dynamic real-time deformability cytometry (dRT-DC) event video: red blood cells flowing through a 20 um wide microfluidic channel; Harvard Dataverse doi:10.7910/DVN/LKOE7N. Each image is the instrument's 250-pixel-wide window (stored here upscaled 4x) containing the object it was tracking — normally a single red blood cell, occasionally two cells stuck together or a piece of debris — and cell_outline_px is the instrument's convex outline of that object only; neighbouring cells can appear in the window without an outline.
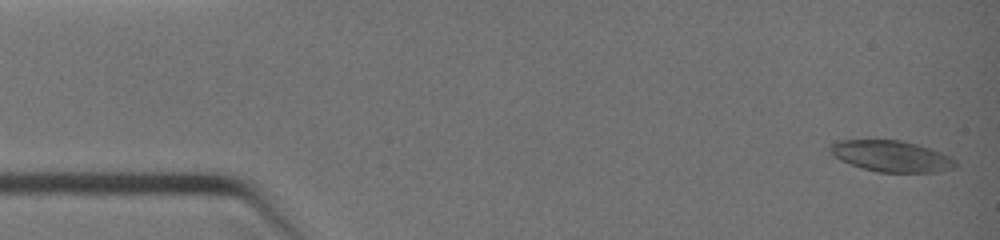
{"species": "common noctule bat (a hibernating species)", "species_latin": "Nyctalus noctula", "temperature_condition": "warm", "stored_images_in_passage": 27, "camera_frame_rate_fps": 3000, "um_per_image_px": 0.085, "animal": {"sex": "female", "body_mass_g": 19.0, "forearm_length_mm": 51.5}, "frame": {"image": 1, "passage_image": 1, "time_ms": 0.0, "image_size_px": [1000, 240], "cell_outline_px": [[956, 168], [936, 172], [876, 172], [840, 160], [832, 156], [828, 152], [828, 144], [836, 140], [900, 140], [916, 144], [940, 152], [956, 160]], "centroid_in_image_um": [75.7, 13.27], "position_along_channel_um": 9.3, "area_um2": 22.83}}
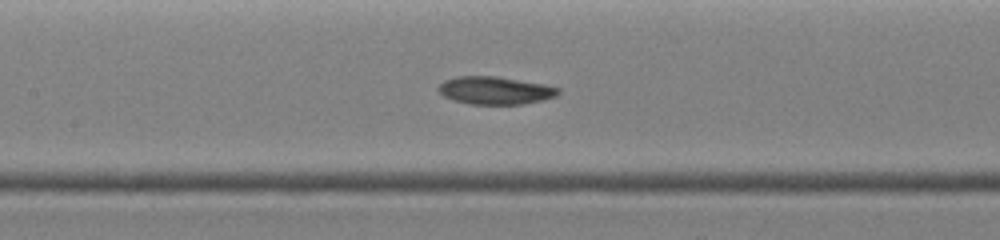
{"frame": {"image": 2, "passage_image": 12, "time_ms": 5.333, "image_size_px": [1000, 240], "cell_outline_px": [[560, 92], [556, 96], [544, 100], [524, 104], [468, 104], [452, 100], [444, 96], [436, 88], [444, 80], [456, 76], [496, 76], [544, 84], [560, 88]], "centroid_in_image_um": [42.08, 7.69], "position_along_channel_um": 165.3, "area_um2": 19.54}}
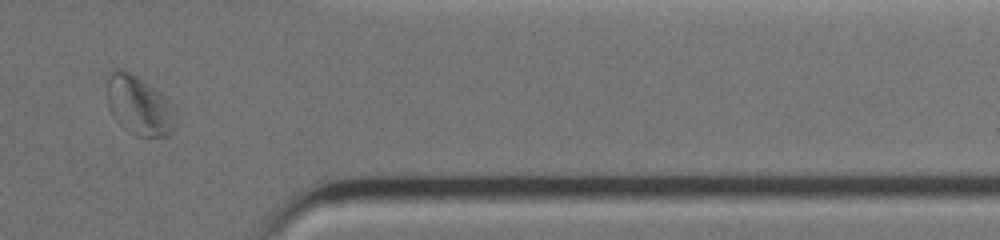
{"frame": {"image": 3, "passage_image": 23, "time_ms": 10.0, "image_size_px": [1000, 240], "cell_outline_px": [[176, 112], [172, 132], [168, 136], [136, 136], [128, 132], [112, 116], [108, 108], [108, 72], [112, 68], [120, 68], [132, 72], [172, 100], [176, 108]], "centroid_in_image_um": [11.84, 8.94], "position_along_channel_um": 399.6, "area_um2": 24.28}}